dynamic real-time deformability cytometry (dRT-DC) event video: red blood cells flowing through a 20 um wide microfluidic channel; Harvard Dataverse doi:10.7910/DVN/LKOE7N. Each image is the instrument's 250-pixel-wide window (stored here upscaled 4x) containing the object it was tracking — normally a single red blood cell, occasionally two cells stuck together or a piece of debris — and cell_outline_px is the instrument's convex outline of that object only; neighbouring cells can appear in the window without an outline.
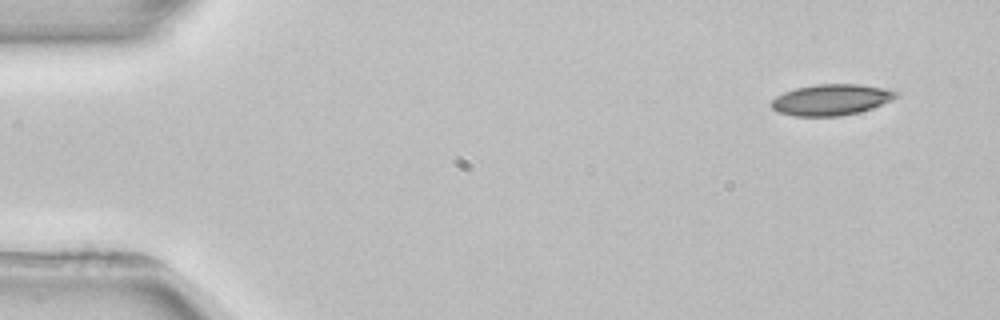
{"species": "common noctule bat (a hibernating species)", "species_latin": "Nyctalus noctula", "temperature_condition": "room temperature", "stored_images_in_passage": 4, "camera_frame_rate_fps": 3000, "um_per_image_px": 0.085, "animal": {"sex": "female", "body_mass_g": 22.7, "forearm_length_mm": 54.2}, "frame": {"image": 1, "passage_image": 1, "time_ms": 0.0, "image_size_px": [1000, 320], "cell_outline_px": [[900, 92], [892, 100], [872, 108], [860, 112], [840, 116], [792, 116], [776, 112], [768, 104], [776, 96], [784, 92], [796, 88], [816, 84], [860, 84], [884, 88]], "centroid_in_image_um": [70.62, 8.48], "position_along_channel_um": 14.4, "area_um2": 22.77}}
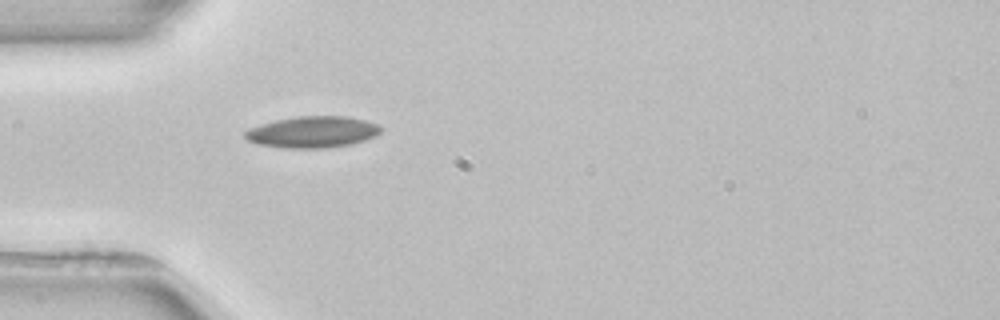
{"frame": {"image": 2, "passage_image": 4, "time_ms": 4.0, "image_size_px": [1000, 320], "cell_outline_px": [[384, 128], [376, 136], [352, 144], [328, 148], [284, 148], [256, 144], [248, 140], [244, 136], [244, 132], [248, 128], [276, 120], [300, 116], [348, 116], [364, 120], [376, 124]], "centroid_in_image_um": [26.57, 11.23], "position_along_channel_um": 58.4, "area_um2": 24.97}}